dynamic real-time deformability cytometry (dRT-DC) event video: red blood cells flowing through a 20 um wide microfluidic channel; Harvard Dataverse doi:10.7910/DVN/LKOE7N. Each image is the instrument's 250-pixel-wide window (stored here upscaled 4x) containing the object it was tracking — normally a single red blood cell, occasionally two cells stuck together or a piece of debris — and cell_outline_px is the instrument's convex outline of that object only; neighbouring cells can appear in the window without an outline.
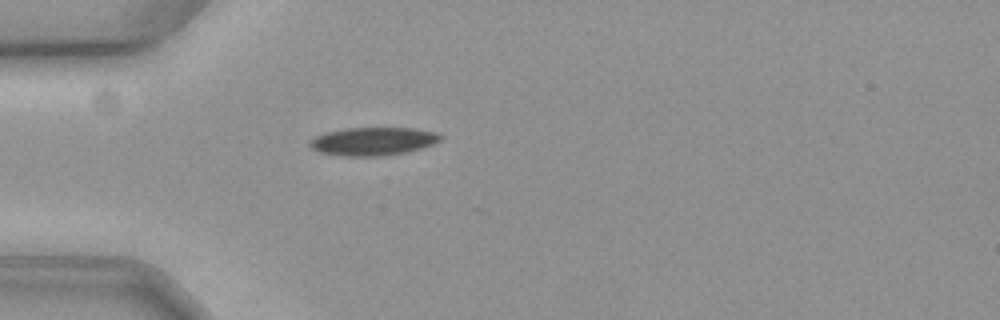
{"species": "common noctule bat (a hibernating species)", "species_latin": "Nyctalus noctula", "temperature_condition": "cold", "stored_images_in_passage": 42, "camera_frame_rate_fps": 3000, "um_per_image_px": 0.085, "animal": {"sex": "female", "body_mass_g": 19.3, "forearm_length_mm": 54.1}, "frame": {"image": 1, "passage_image": 1, "time_ms": 0.0, "image_size_px": [1000, 320], "cell_outline_px": [[444, 136], [440, 140], [432, 144], [408, 152], [384, 156], [340, 156], [320, 152], [312, 148], [308, 144], [316, 136], [324, 132], [348, 128], [412, 128], [436, 132]], "centroid_in_image_um": [31.72, 12.01], "position_along_channel_um": 53.3, "area_um2": 21.44}}
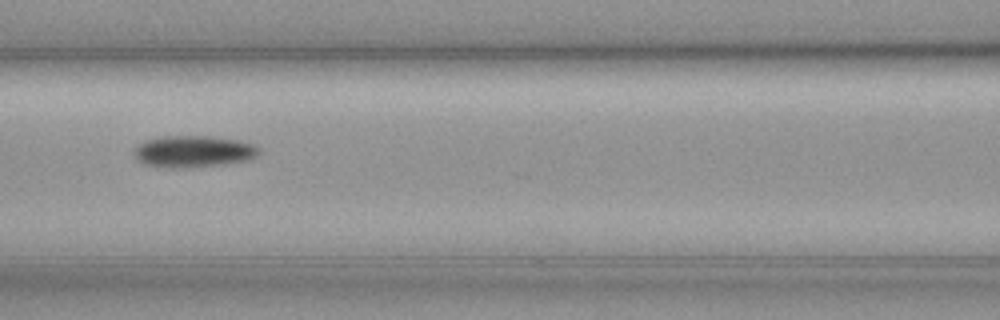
{"frame": {"image": 2, "passage_image": 10, "time_ms": 3.0, "image_size_px": [1000, 320], "cell_outline_px": [[260, 152], [256, 156], [248, 160], [224, 164], [172, 168], [144, 164], [136, 156], [136, 148], [140, 144], [156, 136], [208, 136], [240, 140], [256, 144], [260, 148]], "centroid_in_image_um": [16.52, 12.85], "position_along_channel_um": 150.1, "area_um2": 22.83}}
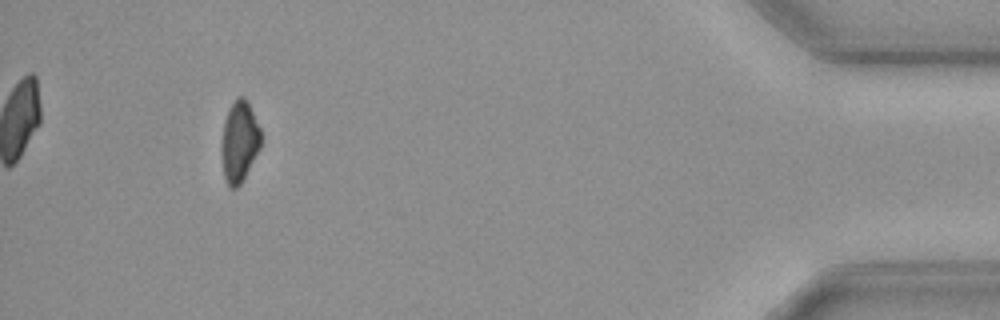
{"frame": {"image": 3, "passage_image": 38, "time_ms": 12.333, "image_size_px": [1000, 320], "cell_outline_px": [[260, 148], [240, 184], [236, 188], [228, 188], [224, 176], [220, 148], [224, 120], [236, 96], [244, 96], [260, 128]], "centroid_in_image_um": [20.31, 12.05], "position_along_channel_um": 414.9, "area_um2": 18.44}, "authors_computed_cell_mechanics": {"area_um2": 21.4438, "velocity_mm_per_s": 3.5685, "shape_relaxation_time_tau1_ms": 3.1321, "shape_relaxation_time_tau2_ms": null, "deformation_change_tau1": 0.0731, "deformation_change_tau2": null}}